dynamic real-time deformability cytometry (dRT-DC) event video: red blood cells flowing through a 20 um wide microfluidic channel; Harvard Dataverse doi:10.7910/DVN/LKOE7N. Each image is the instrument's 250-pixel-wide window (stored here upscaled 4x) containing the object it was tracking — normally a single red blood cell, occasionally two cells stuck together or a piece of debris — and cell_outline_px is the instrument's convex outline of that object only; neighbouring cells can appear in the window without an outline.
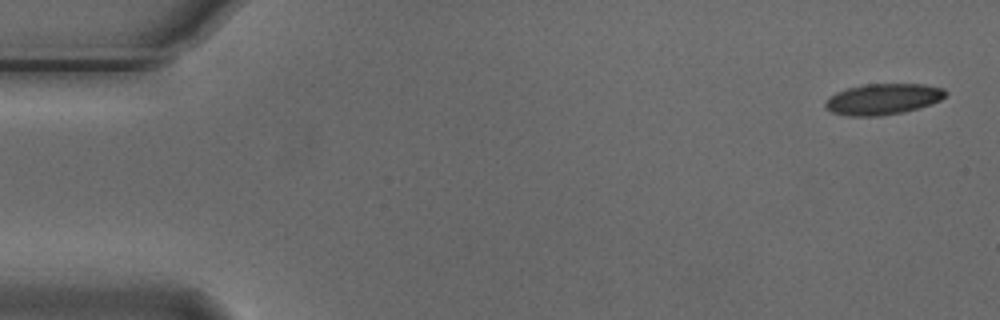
{"species": "Egyptian fruit bat (a non-hibernating species)", "species_latin": "Rousettus aegyptiacus", "temperature_condition": "cold", "stored_images_in_passage": 3, "camera_frame_rate_fps": 3000, "um_per_image_px": 0.085, "animal": {"sex": "male"}, "frame": {"image": 1, "passage_image": 1, "time_ms": 0.0, "image_size_px": [1000, 320], "cell_outline_px": [[948, 92], [940, 100], [904, 112], [880, 116], [848, 116], [832, 112], [824, 108], [824, 104], [836, 92], [848, 88], [864, 84], [924, 84], [944, 88]], "centroid_in_image_um": [75.04, 8.42], "position_along_channel_um": 10.0, "area_um2": 21.56}}